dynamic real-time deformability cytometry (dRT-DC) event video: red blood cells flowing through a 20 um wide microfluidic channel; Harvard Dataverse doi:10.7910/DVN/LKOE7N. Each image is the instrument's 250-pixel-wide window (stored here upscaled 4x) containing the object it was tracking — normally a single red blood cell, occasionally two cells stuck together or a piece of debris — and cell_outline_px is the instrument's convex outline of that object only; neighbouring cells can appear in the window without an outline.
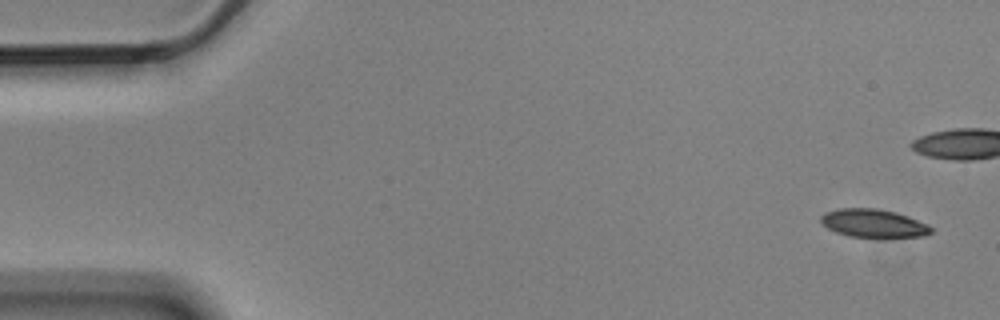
{"species": "Egyptian fruit bat (a non-hibernating species)", "species_latin": "Rousettus aegyptiacus", "temperature_condition": "cold", "stored_images_in_passage": 6, "camera_frame_rate_fps": 3000, "um_per_image_px": 0.085, "animal": {"sex": "male"}, "frame": {"image": 1, "passage_image": 1, "time_ms": 0.0, "image_size_px": [1000, 320], "cell_outline_px": [[932, 232], [924, 236], [848, 236], [836, 232], [828, 228], [820, 220], [820, 216], [824, 212], [840, 208], [876, 208], [896, 212], [908, 216], [928, 224], [932, 228]], "centroid_in_image_um": [74.23, 18.95], "position_along_channel_um": 10.8, "area_um2": 17.86}}
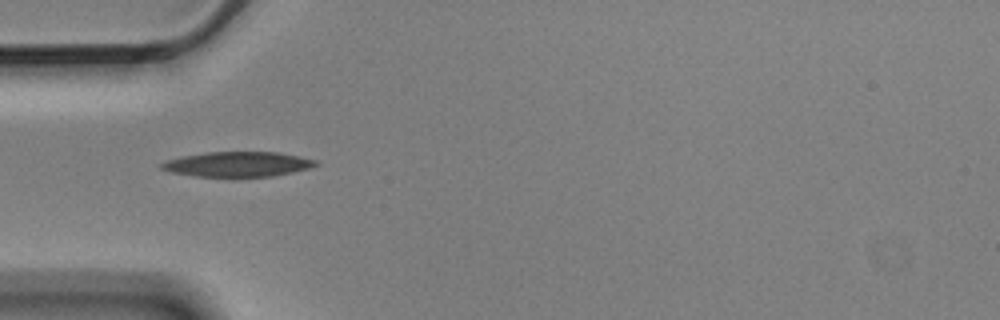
{"frame": {"image": 2, "passage_image": 5, "time_ms": 1.333, "image_size_px": [1000, 320], "cell_outline_px": [[320, 164], [308, 168], [292, 172], [272, 176], [196, 176], [172, 172], [160, 168], [160, 164], [168, 160], [180, 156], [208, 152], [280, 152], [300, 156], [316, 160]], "centroid_in_image_um": [20.22, 13.94], "position_along_channel_um": 64.8, "area_um2": 22.25}}
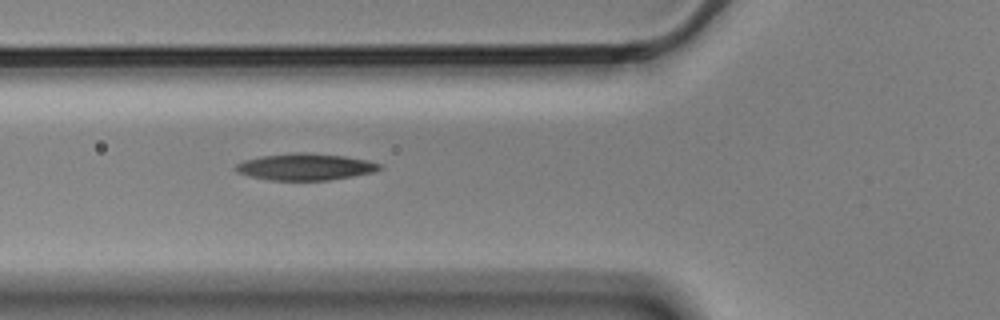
{"frame": {"image": 3, "passage_image": 6, "time_ms": 1.667, "image_size_px": [1000, 320], "cell_outline_px": [[384, 168], [372, 172], [352, 176], [328, 180], [272, 180], [248, 176], [236, 172], [236, 164], [244, 160], [260, 156], [296, 152], [308, 152], [348, 156], [368, 160], [380, 164]], "centroid_in_image_um": [25.96, 14.17], "position_along_channel_um": 99.8, "area_um2": 22.48}}